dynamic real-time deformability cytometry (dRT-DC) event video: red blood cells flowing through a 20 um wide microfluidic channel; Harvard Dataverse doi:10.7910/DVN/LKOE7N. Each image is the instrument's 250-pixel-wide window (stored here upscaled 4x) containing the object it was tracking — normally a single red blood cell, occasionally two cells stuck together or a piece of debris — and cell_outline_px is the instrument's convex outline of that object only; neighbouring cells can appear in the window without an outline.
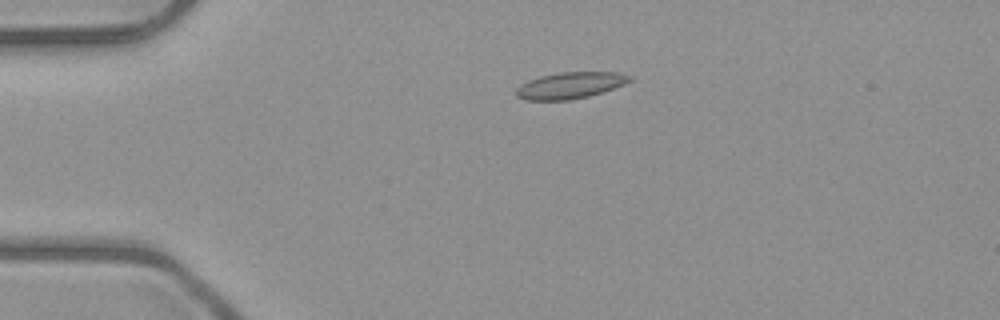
{"species": "common noctule bat (a hibernating species)", "species_latin": "Nyctalus noctula", "temperature_condition": "room temperature", "stored_images_in_passage": 4, "camera_frame_rate_fps": 3000, "um_per_image_px": 0.085, "animal": {"sex": "male", "body_mass_g": 23.1, "forearm_length_mm": 52.7}, "frame": {"image": 1, "passage_image": 3, "time_ms": 2.333, "image_size_px": [1000, 320], "cell_outline_px": [[632, 80], [624, 84], [588, 96], [572, 100], [524, 100], [516, 96], [516, 88], [520, 84], [528, 80], [540, 76], [560, 72], [616, 72], [632, 76]], "centroid_in_image_um": [48.42, 7.26], "position_along_channel_um": 36.6, "area_um2": 17.46}}